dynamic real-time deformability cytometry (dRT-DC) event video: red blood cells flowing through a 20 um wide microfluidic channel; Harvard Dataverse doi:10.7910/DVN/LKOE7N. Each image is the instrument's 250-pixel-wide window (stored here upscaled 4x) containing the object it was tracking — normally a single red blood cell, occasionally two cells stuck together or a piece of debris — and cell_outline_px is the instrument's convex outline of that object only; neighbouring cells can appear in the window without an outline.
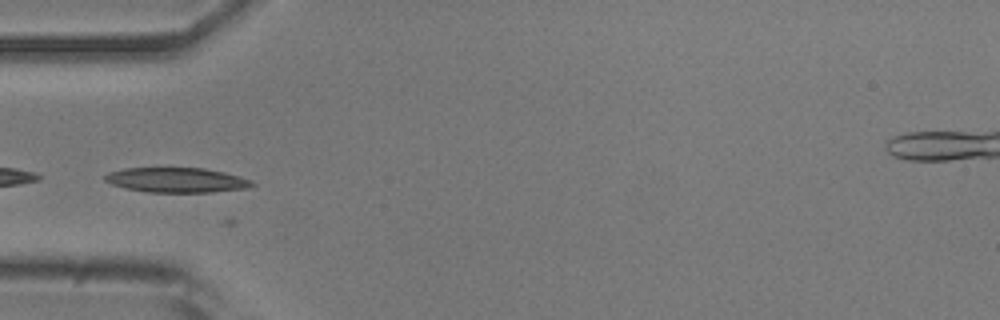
{"species": "common noctule bat (a hibernating species)", "species_latin": "Nyctalus noctula", "temperature_condition": "room temperature", "stored_images_in_passage": 19, "camera_frame_rate_fps": 3000, "um_per_image_px": 0.085, "animal": {"sex": "male", "body_mass_g": 20.5, "forearm_length_mm": 52.5}, "frame": {"image": 1, "passage_image": 16, "time_ms": 5.0, "image_size_px": [1000, 320], "cell_outline_px": [[256, 184], [252, 188], [212, 192], [148, 192], [124, 188], [112, 184], [104, 180], [104, 176], [108, 172], [124, 168], [204, 168], [224, 172], [252, 180]], "centroid_in_image_um": [15.04, 15.31], "position_along_channel_um": 70.0, "area_um2": 21.44}}